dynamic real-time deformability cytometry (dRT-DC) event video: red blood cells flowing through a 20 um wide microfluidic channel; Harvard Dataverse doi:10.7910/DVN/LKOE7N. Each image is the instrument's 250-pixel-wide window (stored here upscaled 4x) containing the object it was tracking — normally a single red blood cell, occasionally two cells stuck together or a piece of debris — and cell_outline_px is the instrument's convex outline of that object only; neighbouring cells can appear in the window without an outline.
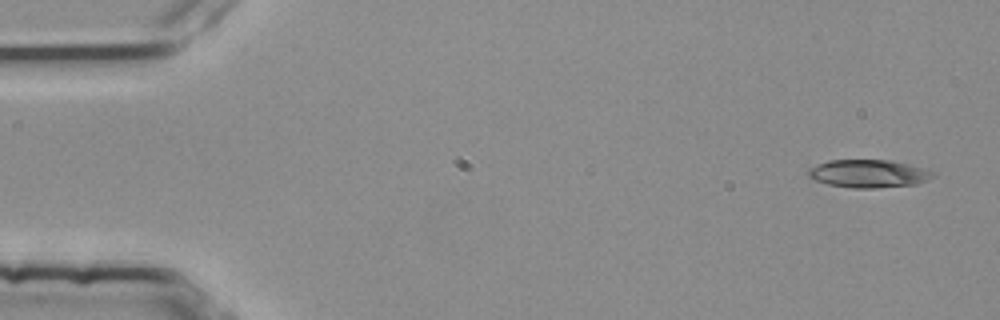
{"species": "common noctule bat (a hibernating species)", "species_latin": "Nyctalus noctula", "temperature_condition": "room temperature", "stored_images_in_passage": 4, "camera_frame_rate_fps": 3000, "um_per_image_px": 0.085, "animal": {"sex": "female", "body_mass_g": 25.1}, "frame": {"image": 1, "passage_image": 1, "time_ms": 0.0, "image_size_px": [1000, 320], "cell_outline_px": [[936, 176], [928, 180], [916, 184], [876, 188], [852, 188], [828, 184], [816, 180], [808, 176], [808, 168], [828, 160], [892, 160], [924, 168], [936, 172]], "centroid_in_image_um": [73.87, 14.75], "position_along_channel_um": 11.1, "area_um2": 20.4}}
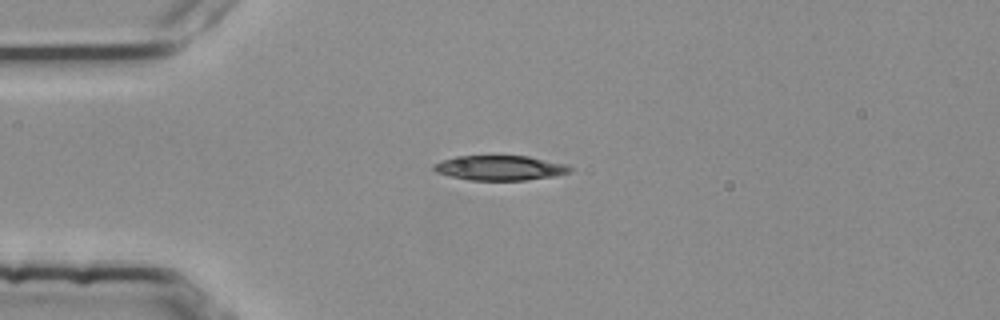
{"frame": {"image": 2, "passage_image": 3, "time_ms": 0.667, "image_size_px": [1000, 320], "cell_outline_px": [[572, 172], [552, 176], [524, 180], [468, 180], [448, 176], [436, 172], [432, 168], [432, 164], [440, 160], [460, 156], [528, 156], [564, 164], [572, 168]], "centroid_in_image_um": [42.43, 14.27], "position_along_channel_um": 42.6, "area_um2": 19.65}}